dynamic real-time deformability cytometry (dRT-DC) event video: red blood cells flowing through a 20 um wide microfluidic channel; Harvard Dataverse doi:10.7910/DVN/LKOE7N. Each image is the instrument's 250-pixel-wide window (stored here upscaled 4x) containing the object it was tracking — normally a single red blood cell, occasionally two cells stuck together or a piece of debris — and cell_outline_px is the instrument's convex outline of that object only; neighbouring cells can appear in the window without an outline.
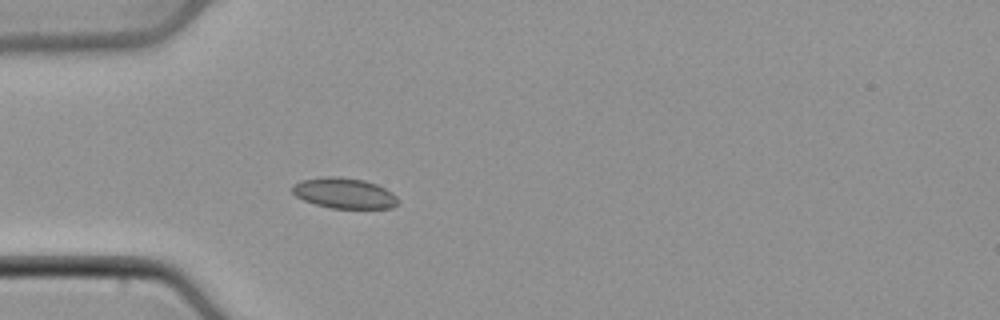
{"species": "common noctule bat (a hibernating species)", "species_latin": "Nyctalus noctula", "temperature_condition": "cold", "stored_images_in_passage": 36, "camera_frame_rate_fps": 3000, "um_per_image_px": 0.085, "animal": {"sex": "male", "body_mass_g": 21.5, "forearm_length_mm": 52.0}, "frame": {"image": 1, "passage_image": 1, "time_ms": 0.0, "image_size_px": [1000, 320], "cell_outline_px": [[400, 200], [392, 208], [332, 208], [316, 204], [304, 200], [296, 196], [292, 192], [292, 184], [300, 180], [328, 176], [336, 176], [364, 180], [376, 184], [392, 192]], "centroid_in_image_um": [29.25, 16.41], "position_along_channel_um": 55.7, "area_um2": 18.79}}
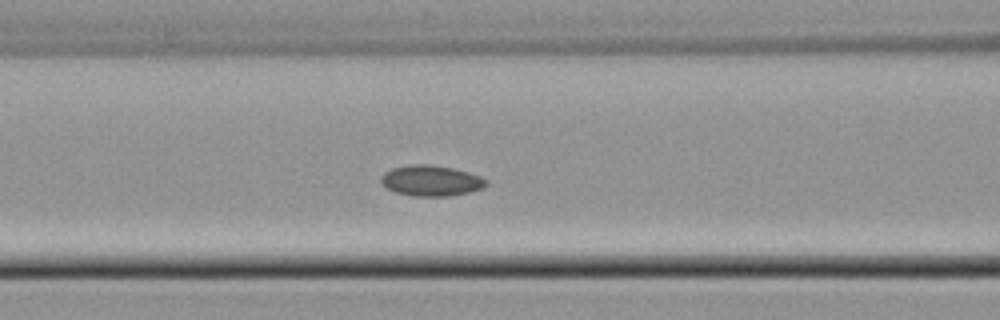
{"frame": {"image": 2, "passage_image": 7, "time_ms": 2.0, "image_size_px": [1000, 320], "cell_outline_px": [[488, 184], [484, 188], [468, 192], [448, 196], [412, 196], [396, 192], [388, 188], [380, 180], [380, 176], [384, 172], [392, 168], [408, 164], [428, 164], [452, 168], [468, 172], [480, 176], [488, 180]], "centroid_in_image_um": [36.65, 15.35], "position_along_channel_um": 130.0, "area_um2": 18.84}}
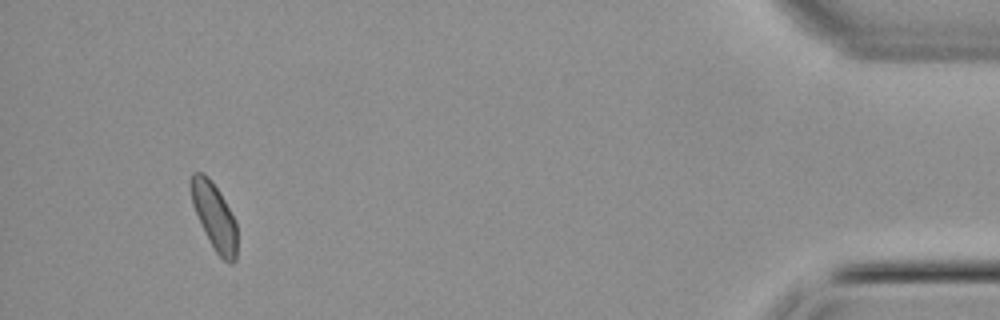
{"frame": {"image": 3, "passage_image": 33, "time_ms": 10.667, "image_size_px": [1000, 320], "cell_outline_px": [[236, 260], [232, 264], [228, 264], [216, 252], [192, 204], [188, 184], [188, 180], [192, 172], [200, 172], [208, 176], [220, 192], [236, 220]], "centroid_in_image_um": [18.2, 18.32], "position_along_channel_um": 417.0, "area_um2": 17.86}}